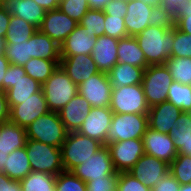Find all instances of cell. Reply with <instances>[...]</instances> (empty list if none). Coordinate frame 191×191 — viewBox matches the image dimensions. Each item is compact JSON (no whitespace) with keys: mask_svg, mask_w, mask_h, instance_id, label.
Returning <instances> with one entry per match:
<instances>
[{"mask_svg":"<svg viewBox=\"0 0 191 191\" xmlns=\"http://www.w3.org/2000/svg\"><path fill=\"white\" fill-rule=\"evenodd\" d=\"M90 110L89 101L78 93L58 113L66 130L72 132L78 131Z\"/></svg>","mask_w":191,"mask_h":191,"instance_id":"20","label":"cell"},{"mask_svg":"<svg viewBox=\"0 0 191 191\" xmlns=\"http://www.w3.org/2000/svg\"><path fill=\"white\" fill-rule=\"evenodd\" d=\"M31 58L60 60V45L39 29L30 37Z\"/></svg>","mask_w":191,"mask_h":191,"instance_id":"26","label":"cell"},{"mask_svg":"<svg viewBox=\"0 0 191 191\" xmlns=\"http://www.w3.org/2000/svg\"><path fill=\"white\" fill-rule=\"evenodd\" d=\"M144 152L170 164L178 155L173 139L169 134H163L147 127L142 136Z\"/></svg>","mask_w":191,"mask_h":191,"instance_id":"16","label":"cell"},{"mask_svg":"<svg viewBox=\"0 0 191 191\" xmlns=\"http://www.w3.org/2000/svg\"><path fill=\"white\" fill-rule=\"evenodd\" d=\"M0 191H22L20 181L10 179L0 172Z\"/></svg>","mask_w":191,"mask_h":191,"instance_id":"50","label":"cell"},{"mask_svg":"<svg viewBox=\"0 0 191 191\" xmlns=\"http://www.w3.org/2000/svg\"><path fill=\"white\" fill-rule=\"evenodd\" d=\"M71 172L85 183L119 174L114 168L107 145L100 147L93 156L77 165Z\"/></svg>","mask_w":191,"mask_h":191,"instance_id":"9","label":"cell"},{"mask_svg":"<svg viewBox=\"0 0 191 191\" xmlns=\"http://www.w3.org/2000/svg\"><path fill=\"white\" fill-rule=\"evenodd\" d=\"M128 173L137 178L146 187L152 189L169 173V164L145 153Z\"/></svg>","mask_w":191,"mask_h":191,"instance_id":"12","label":"cell"},{"mask_svg":"<svg viewBox=\"0 0 191 191\" xmlns=\"http://www.w3.org/2000/svg\"><path fill=\"white\" fill-rule=\"evenodd\" d=\"M105 13L103 10L89 9L82 17L79 24L93 33L94 37L104 35L105 30Z\"/></svg>","mask_w":191,"mask_h":191,"instance_id":"38","label":"cell"},{"mask_svg":"<svg viewBox=\"0 0 191 191\" xmlns=\"http://www.w3.org/2000/svg\"><path fill=\"white\" fill-rule=\"evenodd\" d=\"M167 101L183 112H191V85L173 81L169 87Z\"/></svg>","mask_w":191,"mask_h":191,"instance_id":"35","label":"cell"},{"mask_svg":"<svg viewBox=\"0 0 191 191\" xmlns=\"http://www.w3.org/2000/svg\"><path fill=\"white\" fill-rule=\"evenodd\" d=\"M151 7L162 5V0H140Z\"/></svg>","mask_w":191,"mask_h":191,"instance_id":"58","label":"cell"},{"mask_svg":"<svg viewBox=\"0 0 191 191\" xmlns=\"http://www.w3.org/2000/svg\"><path fill=\"white\" fill-rule=\"evenodd\" d=\"M59 65L77 86L100 72L91 54L61 57Z\"/></svg>","mask_w":191,"mask_h":191,"instance_id":"17","label":"cell"},{"mask_svg":"<svg viewBox=\"0 0 191 191\" xmlns=\"http://www.w3.org/2000/svg\"><path fill=\"white\" fill-rule=\"evenodd\" d=\"M118 175H109L107 178L86 182L87 191H116Z\"/></svg>","mask_w":191,"mask_h":191,"instance_id":"46","label":"cell"},{"mask_svg":"<svg viewBox=\"0 0 191 191\" xmlns=\"http://www.w3.org/2000/svg\"><path fill=\"white\" fill-rule=\"evenodd\" d=\"M113 114L110 107H91L89 115L77 132L106 145Z\"/></svg>","mask_w":191,"mask_h":191,"instance_id":"14","label":"cell"},{"mask_svg":"<svg viewBox=\"0 0 191 191\" xmlns=\"http://www.w3.org/2000/svg\"><path fill=\"white\" fill-rule=\"evenodd\" d=\"M104 23V35L118 40L128 37L125 21L124 18H121V16L105 15Z\"/></svg>","mask_w":191,"mask_h":191,"instance_id":"44","label":"cell"},{"mask_svg":"<svg viewBox=\"0 0 191 191\" xmlns=\"http://www.w3.org/2000/svg\"><path fill=\"white\" fill-rule=\"evenodd\" d=\"M26 74L23 66L10 64L3 77V91L6 92L13 86V83Z\"/></svg>","mask_w":191,"mask_h":191,"instance_id":"47","label":"cell"},{"mask_svg":"<svg viewBox=\"0 0 191 191\" xmlns=\"http://www.w3.org/2000/svg\"><path fill=\"white\" fill-rule=\"evenodd\" d=\"M26 129L10 120L0 126V152L11 153L25 147Z\"/></svg>","mask_w":191,"mask_h":191,"instance_id":"25","label":"cell"},{"mask_svg":"<svg viewBox=\"0 0 191 191\" xmlns=\"http://www.w3.org/2000/svg\"><path fill=\"white\" fill-rule=\"evenodd\" d=\"M90 9L104 10L109 0H87Z\"/></svg>","mask_w":191,"mask_h":191,"instance_id":"55","label":"cell"},{"mask_svg":"<svg viewBox=\"0 0 191 191\" xmlns=\"http://www.w3.org/2000/svg\"><path fill=\"white\" fill-rule=\"evenodd\" d=\"M47 106L52 112H59L78 94V86L71 80L63 68L58 67L42 85Z\"/></svg>","mask_w":191,"mask_h":191,"instance_id":"2","label":"cell"},{"mask_svg":"<svg viewBox=\"0 0 191 191\" xmlns=\"http://www.w3.org/2000/svg\"><path fill=\"white\" fill-rule=\"evenodd\" d=\"M145 69L130 64L118 62L109 72L108 76L113 88L142 83Z\"/></svg>","mask_w":191,"mask_h":191,"instance_id":"28","label":"cell"},{"mask_svg":"<svg viewBox=\"0 0 191 191\" xmlns=\"http://www.w3.org/2000/svg\"><path fill=\"white\" fill-rule=\"evenodd\" d=\"M103 11L105 15L124 18L127 12V0H109Z\"/></svg>","mask_w":191,"mask_h":191,"instance_id":"48","label":"cell"},{"mask_svg":"<svg viewBox=\"0 0 191 191\" xmlns=\"http://www.w3.org/2000/svg\"><path fill=\"white\" fill-rule=\"evenodd\" d=\"M116 191H151V189L128 172H121L117 177Z\"/></svg>","mask_w":191,"mask_h":191,"instance_id":"45","label":"cell"},{"mask_svg":"<svg viewBox=\"0 0 191 191\" xmlns=\"http://www.w3.org/2000/svg\"><path fill=\"white\" fill-rule=\"evenodd\" d=\"M96 37L80 24L68 35L60 45V57L91 54Z\"/></svg>","mask_w":191,"mask_h":191,"instance_id":"18","label":"cell"},{"mask_svg":"<svg viewBox=\"0 0 191 191\" xmlns=\"http://www.w3.org/2000/svg\"><path fill=\"white\" fill-rule=\"evenodd\" d=\"M174 20L177 29L191 35V0H186L174 10Z\"/></svg>","mask_w":191,"mask_h":191,"instance_id":"43","label":"cell"},{"mask_svg":"<svg viewBox=\"0 0 191 191\" xmlns=\"http://www.w3.org/2000/svg\"><path fill=\"white\" fill-rule=\"evenodd\" d=\"M32 171L29 159L26 153V148L12 151L4 164L3 173L10 179L18 180L24 179Z\"/></svg>","mask_w":191,"mask_h":191,"instance_id":"30","label":"cell"},{"mask_svg":"<svg viewBox=\"0 0 191 191\" xmlns=\"http://www.w3.org/2000/svg\"><path fill=\"white\" fill-rule=\"evenodd\" d=\"M10 118V108L8 105V100L6 93L0 91V126L8 121Z\"/></svg>","mask_w":191,"mask_h":191,"instance_id":"51","label":"cell"},{"mask_svg":"<svg viewBox=\"0 0 191 191\" xmlns=\"http://www.w3.org/2000/svg\"><path fill=\"white\" fill-rule=\"evenodd\" d=\"M173 42L171 57L191 58V35L173 27Z\"/></svg>","mask_w":191,"mask_h":191,"instance_id":"42","label":"cell"},{"mask_svg":"<svg viewBox=\"0 0 191 191\" xmlns=\"http://www.w3.org/2000/svg\"><path fill=\"white\" fill-rule=\"evenodd\" d=\"M78 24L57 8L46 11L39 30L61 45Z\"/></svg>","mask_w":191,"mask_h":191,"instance_id":"15","label":"cell"},{"mask_svg":"<svg viewBox=\"0 0 191 191\" xmlns=\"http://www.w3.org/2000/svg\"><path fill=\"white\" fill-rule=\"evenodd\" d=\"M25 148L32 171L50 173L55 176L64 171L59 147L27 139Z\"/></svg>","mask_w":191,"mask_h":191,"instance_id":"5","label":"cell"},{"mask_svg":"<svg viewBox=\"0 0 191 191\" xmlns=\"http://www.w3.org/2000/svg\"><path fill=\"white\" fill-rule=\"evenodd\" d=\"M112 85L108 73L99 72L78 85V93L91 107H110Z\"/></svg>","mask_w":191,"mask_h":191,"instance_id":"10","label":"cell"},{"mask_svg":"<svg viewBox=\"0 0 191 191\" xmlns=\"http://www.w3.org/2000/svg\"><path fill=\"white\" fill-rule=\"evenodd\" d=\"M135 38L148 65L164 64L171 57L174 44L173 27L168 30L159 26H148Z\"/></svg>","mask_w":191,"mask_h":191,"instance_id":"1","label":"cell"},{"mask_svg":"<svg viewBox=\"0 0 191 191\" xmlns=\"http://www.w3.org/2000/svg\"><path fill=\"white\" fill-rule=\"evenodd\" d=\"M148 127V114L114 113L108 129L107 144L142 139Z\"/></svg>","mask_w":191,"mask_h":191,"instance_id":"6","label":"cell"},{"mask_svg":"<svg viewBox=\"0 0 191 191\" xmlns=\"http://www.w3.org/2000/svg\"><path fill=\"white\" fill-rule=\"evenodd\" d=\"M3 7L11 16L20 17L37 29L45 17L46 10L33 0H6Z\"/></svg>","mask_w":191,"mask_h":191,"instance_id":"23","label":"cell"},{"mask_svg":"<svg viewBox=\"0 0 191 191\" xmlns=\"http://www.w3.org/2000/svg\"><path fill=\"white\" fill-rule=\"evenodd\" d=\"M186 0H162V4L166 5L168 8L173 11L181 6Z\"/></svg>","mask_w":191,"mask_h":191,"instance_id":"56","label":"cell"},{"mask_svg":"<svg viewBox=\"0 0 191 191\" xmlns=\"http://www.w3.org/2000/svg\"><path fill=\"white\" fill-rule=\"evenodd\" d=\"M22 191H56V176L50 173L31 171L20 180Z\"/></svg>","mask_w":191,"mask_h":191,"instance_id":"32","label":"cell"},{"mask_svg":"<svg viewBox=\"0 0 191 191\" xmlns=\"http://www.w3.org/2000/svg\"><path fill=\"white\" fill-rule=\"evenodd\" d=\"M10 18L9 12L3 6H0V37H6Z\"/></svg>","mask_w":191,"mask_h":191,"instance_id":"52","label":"cell"},{"mask_svg":"<svg viewBox=\"0 0 191 191\" xmlns=\"http://www.w3.org/2000/svg\"><path fill=\"white\" fill-rule=\"evenodd\" d=\"M38 29L20 17L11 16L5 37L6 43L25 42Z\"/></svg>","mask_w":191,"mask_h":191,"instance_id":"33","label":"cell"},{"mask_svg":"<svg viewBox=\"0 0 191 191\" xmlns=\"http://www.w3.org/2000/svg\"><path fill=\"white\" fill-rule=\"evenodd\" d=\"M106 145L117 173L128 172L145 154L142 139H128Z\"/></svg>","mask_w":191,"mask_h":191,"instance_id":"11","label":"cell"},{"mask_svg":"<svg viewBox=\"0 0 191 191\" xmlns=\"http://www.w3.org/2000/svg\"><path fill=\"white\" fill-rule=\"evenodd\" d=\"M102 146L97 140L77 131L68 132L60 148L64 171H71L77 165L88 160Z\"/></svg>","mask_w":191,"mask_h":191,"instance_id":"4","label":"cell"},{"mask_svg":"<svg viewBox=\"0 0 191 191\" xmlns=\"http://www.w3.org/2000/svg\"><path fill=\"white\" fill-rule=\"evenodd\" d=\"M152 8L140 0H127V12L124 21L128 36L135 37L150 26L149 17Z\"/></svg>","mask_w":191,"mask_h":191,"instance_id":"22","label":"cell"},{"mask_svg":"<svg viewBox=\"0 0 191 191\" xmlns=\"http://www.w3.org/2000/svg\"><path fill=\"white\" fill-rule=\"evenodd\" d=\"M179 191H191V183L190 184L181 185Z\"/></svg>","mask_w":191,"mask_h":191,"instance_id":"60","label":"cell"},{"mask_svg":"<svg viewBox=\"0 0 191 191\" xmlns=\"http://www.w3.org/2000/svg\"><path fill=\"white\" fill-rule=\"evenodd\" d=\"M60 64V60L30 58L24 65L26 74L43 85Z\"/></svg>","mask_w":191,"mask_h":191,"instance_id":"31","label":"cell"},{"mask_svg":"<svg viewBox=\"0 0 191 191\" xmlns=\"http://www.w3.org/2000/svg\"><path fill=\"white\" fill-rule=\"evenodd\" d=\"M49 111L44 93L41 90L32 94L23 103L12 106L9 120L20 127L26 128L35 119Z\"/></svg>","mask_w":191,"mask_h":191,"instance_id":"13","label":"cell"},{"mask_svg":"<svg viewBox=\"0 0 191 191\" xmlns=\"http://www.w3.org/2000/svg\"><path fill=\"white\" fill-rule=\"evenodd\" d=\"M119 40L110 36H99L91 53L98 70L108 73L117 63V47Z\"/></svg>","mask_w":191,"mask_h":191,"instance_id":"21","label":"cell"},{"mask_svg":"<svg viewBox=\"0 0 191 191\" xmlns=\"http://www.w3.org/2000/svg\"><path fill=\"white\" fill-rule=\"evenodd\" d=\"M25 129L27 139L59 148H61L68 134L59 113L52 111L38 117Z\"/></svg>","mask_w":191,"mask_h":191,"instance_id":"3","label":"cell"},{"mask_svg":"<svg viewBox=\"0 0 191 191\" xmlns=\"http://www.w3.org/2000/svg\"><path fill=\"white\" fill-rule=\"evenodd\" d=\"M58 8L78 23L90 9L87 0H60Z\"/></svg>","mask_w":191,"mask_h":191,"instance_id":"41","label":"cell"},{"mask_svg":"<svg viewBox=\"0 0 191 191\" xmlns=\"http://www.w3.org/2000/svg\"><path fill=\"white\" fill-rule=\"evenodd\" d=\"M6 0H0V6H3Z\"/></svg>","mask_w":191,"mask_h":191,"instance_id":"61","label":"cell"},{"mask_svg":"<svg viewBox=\"0 0 191 191\" xmlns=\"http://www.w3.org/2000/svg\"><path fill=\"white\" fill-rule=\"evenodd\" d=\"M172 75L165 64L149 65L143 74L142 86L149 107L167 101Z\"/></svg>","mask_w":191,"mask_h":191,"instance_id":"7","label":"cell"},{"mask_svg":"<svg viewBox=\"0 0 191 191\" xmlns=\"http://www.w3.org/2000/svg\"><path fill=\"white\" fill-rule=\"evenodd\" d=\"M56 191H87V187L71 171H63L56 176Z\"/></svg>","mask_w":191,"mask_h":191,"instance_id":"40","label":"cell"},{"mask_svg":"<svg viewBox=\"0 0 191 191\" xmlns=\"http://www.w3.org/2000/svg\"><path fill=\"white\" fill-rule=\"evenodd\" d=\"M10 65L8 59L5 57V54H0V91H3V77L6 74V70Z\"/></svg>","mask_w":191,"mask_h":191,"instance_id":"53","label":"cell"},{"mask_svg":"<svg viewBox=\"0 0 191 191\" xmlns=\"http://www.w3.org/2000/svg\"><path fill=\"white\" fill-rule=\"evenodd\" d=\"M149 20L150 26H159L168 30L175 27L174 11L163 4L152 8Z\"/></svg>","mask_w":191,"mask_h":191,"instance_id":"39","label":"cell"},{"mask_svg":"<svg viewBox=\"0 0 191 191\" xmlns=\"http://www.w3.org/2000/svg\"><path fill=\"white\" fill-rule=\"evenodd\" d=\"M175 82L191 85V58L170 57L164 63Z\"/></svg>","mask_w":191,"mask_h":191,"instance_id":"34","label":"cell"},{"mask_svg":"<svg viewBox=\"0 0 191 191\" xmlns=\"http://www.w3.org/2000/svg\"><path fill=\"white\" fill-rule=\"evenodd\" d=\"M42 90V85L36 80L25 74L23 77L18 78L11 88L5 93L8 100L9 108L24 102L32 94Z\"/></svg>","mask_w":191,"mask_h":191,"instance_id":"29","label":"cell"},{"mask_svg":"<svg viewBox=\"0 0 191 191\" xmlns=\"http://www.w3.org/2000/svg\"><path fill=\"white\" fill-rule=\"evenodd\" d=\"M169 135L178 154L191 156V112L181 113L172 125Z\"/></svg>","mask_w":191,"mask_h":191,"instance_id":"24","label":"cell"},{"mask_svg":"<svg viewBox=\"0 0 191 191\" xmlns=\"http://www.w3.org/2000/svg\"><path fill=\"white\" fill-rule=\"evenodd\" d=\"M9 153H1L0 152V172L4 171V164L6 163L7 157Z\"/></svg>","mask_w":191,"mask_h":191,"instance_id":"57","label":"cell"},{"mask_svg":"<svg viewBox=\"0 0 191 191\" xmlns=\"http://www.w3.org/2000/svg\"><path fill=\"white\" fill-rule=\"evenodd\" d=\"M169 173L181 184L191 183V156L178 154L169 164Z\"/></svg>","mask_w":191,"mask_h":191,"instance_id":"36","label":"cell"},{"mask_svg":"<svg viewBox=\"0 0 191 191\" xmlns=\"http://www.w3.org/2000/svg\"><path fill=\"white\" fill-rule=\"evenodd\" d=\"M183 111L169 101L149 107L148 127L163 134H169L172 125Z\"/></svg>","mask_w":191,"mask_h":191,"instance_id":"19","label":"cell"},{"mask_svg":"<svg viewBox=\"0 0 191 191\" xmlns=\"http://www.w3.org/2000/svg\"><path fill=\"white\" fill-rule=\"evenodd\" d=\"M46 11L57 9L60 0H33Z\"/></svg>","mask_w":191,"mask_h":191,"instance_id":"54","label":"cell"},{"mask_svg":"<svg viewBox=\"0 0 191 191\" xmlns=\"http://www.w3.org/2000/svg\"><path fill=\"white\" fill-rule=\"evenodd\" d=\"M6 40L5 37H0V54H5L6 52Z\"/></svg>","mask_w":191,"mask_h":191,"instance_id":"59","label":"cell"},{"mask_svg":"<svg viewBox=\"0 0 191 191\" xmlns=\"http://www.w3.org/2000/svg\"><path fill=\"white\" fill-rule=\"evenodd\" d=\"M110 109L117 114H148L149 106L142 83L113 88Z\"/></svg>","mask_w":191,"mask_h":191,"instance_id":"8","label":"cell"},{"mask_svg":"<svg viewBox=\"0 0 191 191\" xmlns=\"http://www.w3.org/2000/svg\"><path fill=\"white\" fill-rule=\"evenodd\" d=\"M5 57L10 64L23 66L30 58V38L25 42L7 43Z\"/></svg>","mask_w":191,"mask_h":191,"instance_id":"37","label":"cell"},{"mask_svg":"<svg viewBox=\"0 0 191 191\" xmlns=\"http://www.w3.org/2000/svg\"><path fill=\"white\" fill-rule=\"evenodd\" d=\"M180 187L181 184L168 173L151 189V191H179Z\"/></svg>","mask_w":191,"mask_h":191,"instance_id":"49","label":"cell"},{"mask_svg":"<svg viewBox=\"0 0 191 191\" xmlns=\"http://www.w3.org/2000/svg\"><path fill=\"white\" fill-rule=\"evenodd\" d=\"M117 58L120 63L142 67L143 69L149 66L144 52L140 48L137 39L133 36H128L119 40Z\"/></svg>","mask_w":191,"mask_h":191,"instance_id":"27","label":"cell"}]
</instances>
